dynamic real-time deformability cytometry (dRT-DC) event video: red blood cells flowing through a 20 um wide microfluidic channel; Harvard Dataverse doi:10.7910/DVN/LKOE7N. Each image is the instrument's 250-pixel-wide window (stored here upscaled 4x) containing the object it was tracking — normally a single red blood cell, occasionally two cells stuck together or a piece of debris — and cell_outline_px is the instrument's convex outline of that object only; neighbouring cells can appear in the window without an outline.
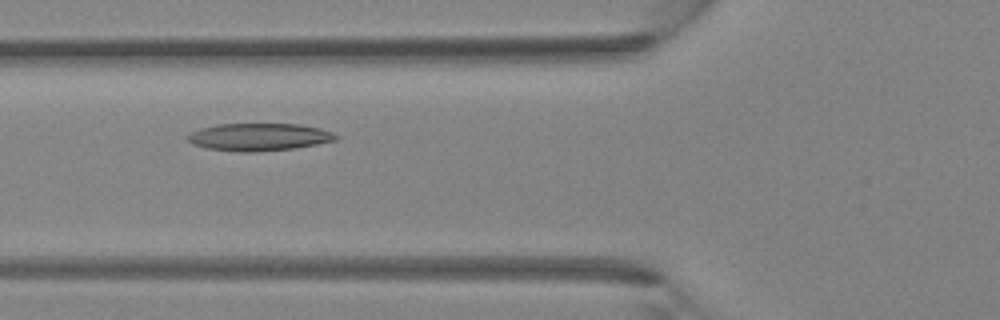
{"species": "Egyptian fruit bat (a non-hibernating species)", "species_latin": "Rousettus aegyptiacus", "temperature_condition": "room temperature", "stored_images_in_passage": 34, "camera_frame_rate_fps": 3000, "um_per_image_px": 0.085, "animal": {"sex": "female"}, "frame": {"image": 1, "passage_image": 12, "time_ms": 3.667, "image_size_px": [1000, 320], "cell_outline_px": [[340, 136], [336, 140], [296, 148], [252, 152], [240, 152], [204, 148], [192, 144], [184, 136], [188, 132], [200, 128], [216, 124], [300, 124], [320, 128], [332, 132]], "centroid_in_image_um": [21.96, 11.64], "position_along_channel_um": 103.8, "area_um2": 24.04}}
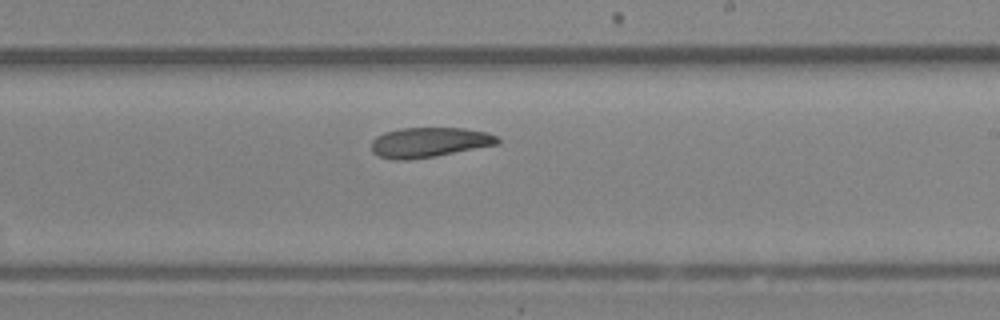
{"frame": {"image": 2, "passage_image": 21, "time_ms": 6.667, "image_size_px": [1000, 320], "cell_outline_px": [[500, 144], [436, 156], [408, 160], [392, 160], [376, 156], [372, 152], [372, 140], [376, 136], [384, 132], [400, 128], [464, 128], [488, 132], [496, 136], [500, 140]], "centroid_in_image_um": [36.47, 12.1], "position_along_channel_um": 252.5, "area_um2": 22.31}}
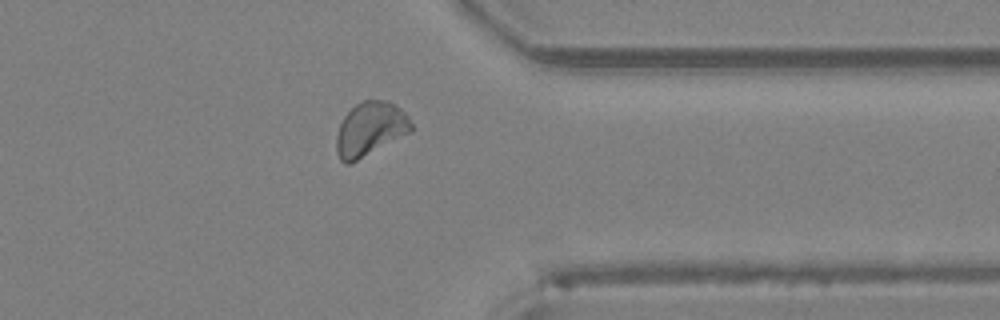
{"frame": {"image": 3, "passage_image": 29, "time_ms": 9.333, "image_size_px": [1000, 320], "cell_outline_px": [[412, 132], [348, 164], [344, 164], [340, 160], [336, 152], [336, 136], [340, 124], [344, 116], [356, 104], [364, 100], [388, 100], [400, 108], [408, 116], [412, 124]], "centroid_in_image_um": [31.47, 10.96], "position_along_channel_um": 379.9, "area_um2": 23.41}}